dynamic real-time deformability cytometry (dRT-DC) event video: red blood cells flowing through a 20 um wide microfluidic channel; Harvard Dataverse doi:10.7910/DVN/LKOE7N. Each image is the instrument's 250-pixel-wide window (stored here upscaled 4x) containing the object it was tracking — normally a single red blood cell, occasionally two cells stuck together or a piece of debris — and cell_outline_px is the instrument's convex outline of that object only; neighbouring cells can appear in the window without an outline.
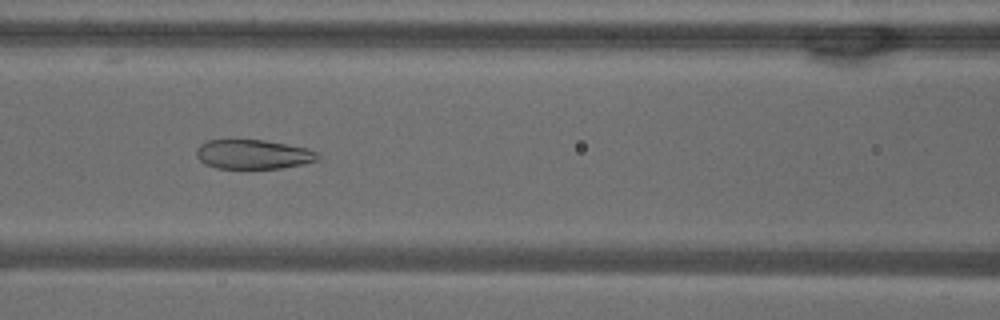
{"species": "common noctule bat (a hibernating species)", "species_latin": "Nyctalus noctula", "temperature_condition": "warm", "stored_images_in_passage": 52, "camera_frame_rate_fps": 3000, "um_per_image_px": 0.085, "animal": {"sex": "male", "body_mass_g": 18.8}, "frame": {"image": 1, "passage_image": 22, "time_ms": 7.0, "image_size_px": [1000, 320], "cell_outline_px": [[320, 160], [304, 164], [280, 168], [216, 168], [204, 164], [196, 156], [196, 148], [200, 144], [208, 140], [264, 140], [308, 148], [320, 152]], "centroid_in_image_um": [21.56, 13.12], "position_along_channel_um": 145.0, "area_um2": 20.98}}
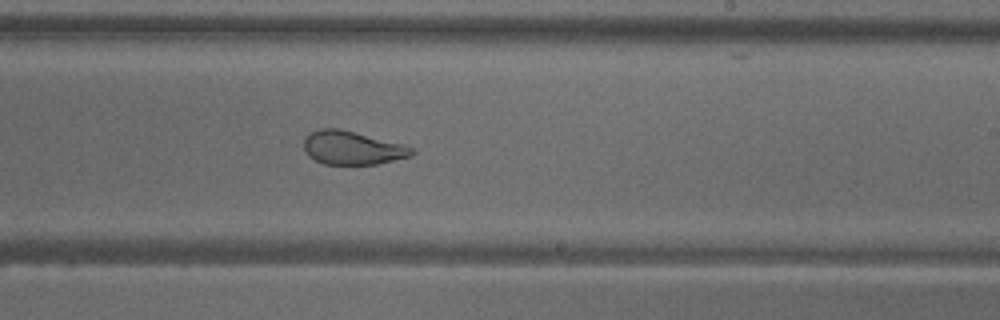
{"frame": {"image": 2, "passage_image": 31, "time_ms": 10.0, "image_size_px": [1000, 320], "cell_outline_px": [[416, 152], [412, 156], [376, 164], [324, 164], [308, 156], [304, 148], [304, 140], [312, 132], [320, 128], [340, 128], [404, 144], [416, 148]], "centroid_in_image_um": [30.0, 12.56], "position_along_channel_um": 259.0, "area_um2": 21.15}}
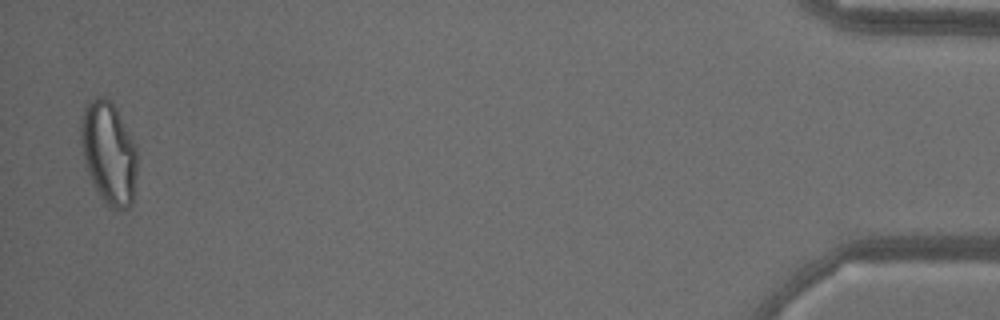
{"frame": {"image": 3, "passage_image": 51, "time_ms": 16.667, "image_size_px": [1000, 320], "cell_outline_px": [[136, 176], [132, 204], [128, 208], [112, 208], [104, 204], [88, 172], [84, 160], [80, 140], [80, 120], [84, 108], [96, 96], [104, 96], [112, 100], [136, 148]], "centroid_in_image_um": [9.23, 12.98], "position_along_channel_um": 426.0, "area_um2": 33.41}, "authors_computed_cell_mechanics": {"area_um2": 27.6862, "velocity_mm_per_s": 3.8095, "shape_relaxation_time_tau1_ms": null, "shape_relaxation_time_tau2_ms": 1.0154, "deformation_change_tau1": null, "deformation_change_tau2": 0.0811}}